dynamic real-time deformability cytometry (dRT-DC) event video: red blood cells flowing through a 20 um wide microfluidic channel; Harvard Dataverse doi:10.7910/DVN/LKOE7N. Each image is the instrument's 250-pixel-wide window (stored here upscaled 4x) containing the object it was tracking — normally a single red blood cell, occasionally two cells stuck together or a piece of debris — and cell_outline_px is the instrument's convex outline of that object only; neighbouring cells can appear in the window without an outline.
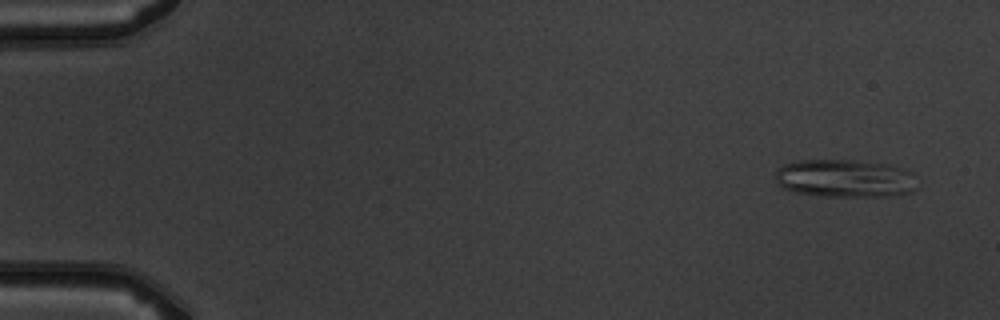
{"species": "common noctule bat (a hibernating species)", "species_latin": "Nyctalus noctula", "temperature_condition": "warm", "stored_images_in_passage": 5, "camera_frame_rate_fps": 3000, "um_per_image_px": 0.085, "animal": {"sex": "male", "body_mass_g": 19.5, "forearm_length_mm": 54.6}, "frame": {"image": 1, "passage_image": 1, "time_ms": 0.0, "image_size_px": [1000, 320], "cell_outline_px": [[916, 188], [912, 192], [900, 196], [820, 196], [796, 192], [784, 188], [776, 180], [776, 168], [784, 164], [800, 160], [856, 160], [888, 164], [904, 168], [912, 172]], "centroid_in_image_um": [71.85, 15.16], "position_along_channel_um": 13.1, "area_um2": 31.62}}
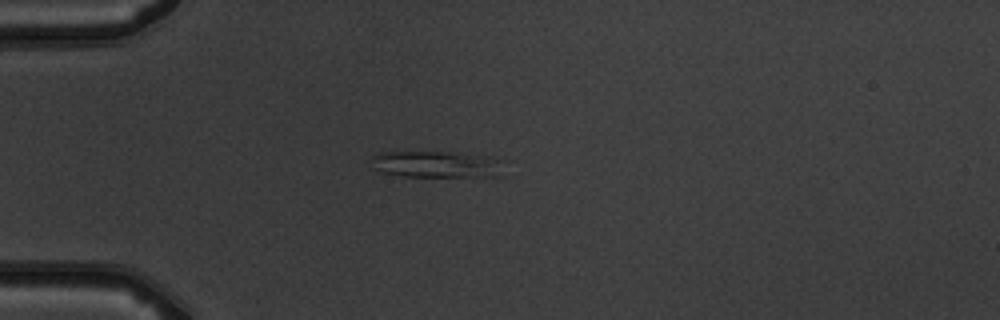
{"frame": {"image": 2, "passage_image": 4, "time_ms": 3.667, "image_size_px": [1000, 320], "cell_outline_px": [[508, 160], [500, 176], [404, 176], [380, 172], [372, 168], [372, 156], [376, 152], [444, 152], [488, 156]], "centroid_in_image_um": [37.16, 13.96], "position_along_channel_um": 47.8, "area_um2": 20.87}}